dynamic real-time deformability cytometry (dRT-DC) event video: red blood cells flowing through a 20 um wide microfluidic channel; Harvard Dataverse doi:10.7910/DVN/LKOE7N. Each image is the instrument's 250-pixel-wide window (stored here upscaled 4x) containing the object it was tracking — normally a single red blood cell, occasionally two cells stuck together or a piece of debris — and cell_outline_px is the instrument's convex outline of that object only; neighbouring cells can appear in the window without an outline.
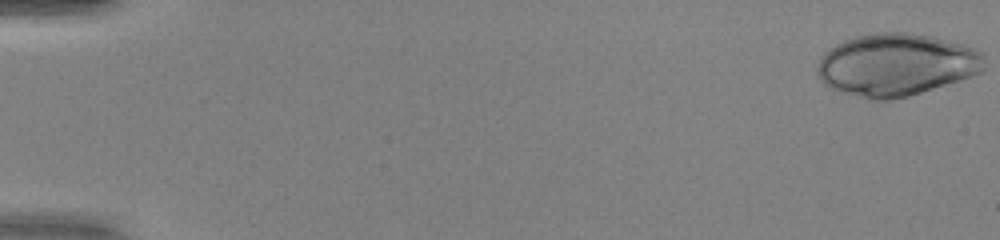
{"species": "human", "species_latin": "Homo sapiens", "temperature_condition": "warm", "stored_images_in_passage": 50, "camera_frame_rate_fps": 3000, "um_per_image_px": 0.085, "donor": {"sex": "female"}, "frame": {"image": 1, "passage_image": 1, "time_ms": 0.0, "image_size_px": [1000, 240], "cell_outline_px": [[984, 68], [980, 72], [972, 76], [960, 80], [908, 96], [888, 100], [872, 100], [840, 92], [824, 84], [820, 80], [816, 72], [816, 68], [820, 56], [828, 48], [844, 40], [856, 36], [876, 32], [904, 32], [932, 36], [964, 44], [976, 48], [984, 56]], "centroid_in_image_um": [76.16, 5.49], "position_along_channel_um": 8.8, "area_um2": 61.09}}
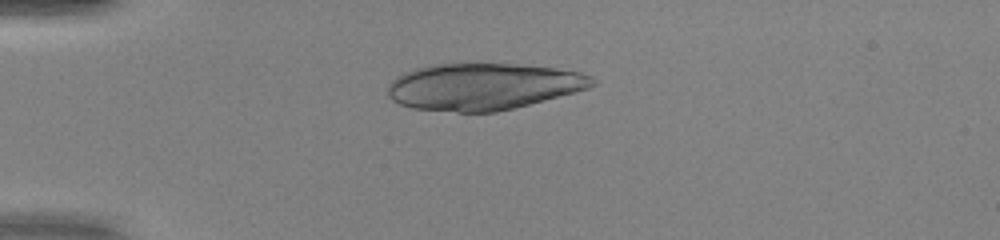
{"frame": {"image": 2, "passage_image": 14, "time_ms": 4.333, "image_size_px": [1000, 240], "cell_outline_px": [[596, 84], [588, 88], [576, 92], [496, 112], [456, 112], [412, 108], [400, 104], [392, 100], [388, 96], [388, 84], [396, 76], [404, 72], [416, 68], [432, 64], [516, 64], [556, 68], [580, 72], [592, 76], [596, 80]], "centroid_in_image_um": [41.06, 7.35], "position_along_channel_um": 43.9, "area_um2": 55.66}}